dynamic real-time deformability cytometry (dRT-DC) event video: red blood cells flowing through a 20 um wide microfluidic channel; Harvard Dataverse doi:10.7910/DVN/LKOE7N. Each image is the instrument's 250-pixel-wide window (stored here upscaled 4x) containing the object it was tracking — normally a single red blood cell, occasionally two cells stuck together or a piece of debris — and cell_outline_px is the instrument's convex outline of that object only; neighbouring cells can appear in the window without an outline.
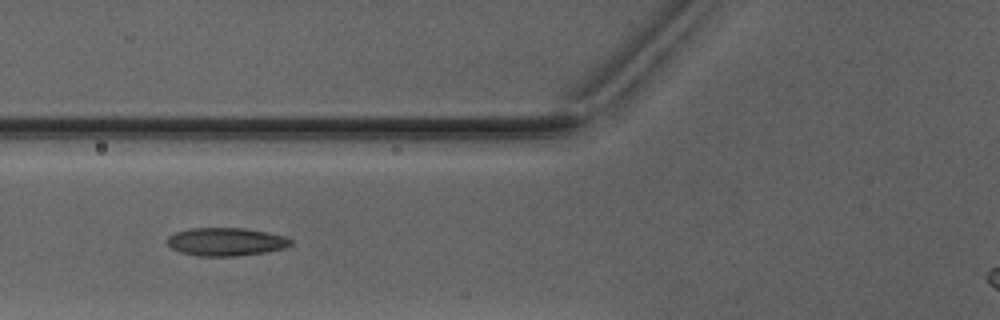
{"species": "Egyptian fruit bat (a non-hibernating species)", "species_latin": "Rousettus aegyptiacus", "temperature_condition": "warm", "stored_images_in_passage": 7, "camera_frame_rate_fps": 3000, "um_per_image_px": 0.085, "animal": {"sex": "male"}, "frame": {"image": 1, "passage_image": 7, "time_ms": 7.0, "image_size_px": [1000, 320], "cell_outline_px": [[292, 244], [284, 248], [268, 252], [236, 256], [200, 256], [180, 252], [172, 248], [164, 240], [168, 236], [176, 232], [188, 228], [244, 228], [268, 232], [284, 236], [292, 240]], "centroid_in_image_um": [19.2, 20.55], "position_along_channel_um": 106.6, "area_um2": 20.4}}